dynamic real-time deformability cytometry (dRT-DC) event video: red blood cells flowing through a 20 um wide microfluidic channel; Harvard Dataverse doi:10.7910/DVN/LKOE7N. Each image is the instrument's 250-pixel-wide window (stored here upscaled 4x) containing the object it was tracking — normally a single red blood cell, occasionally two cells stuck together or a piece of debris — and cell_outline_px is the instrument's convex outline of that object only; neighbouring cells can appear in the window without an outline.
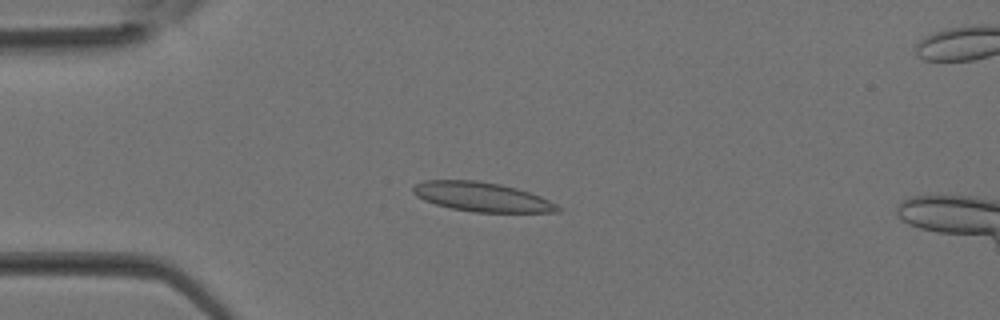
{"species": "Egyptian fruit bat (a non-hibernating species)", "species_latin": "Rousettus aegyptiacus", "temperature_condition": "room temperature", "stored_images_in_passage": 28, "camera_frame_rate_fps": 3000, "um_per_image_px": 0.085, "animal": {"sex": "female"}, "frame": {"image": 1, "passage_image": 1, "time_ms": 0.0, "image_size_px": [1000, 320], "cell_outline_px": [[560, 212], [472, 212], [452, 208], [436, 204], [424, 200], [416, 196], [412, 192], [412, 188], [416, 184], [424, 180], [476, 180], [500, 184], [516, 188], [540, 196], [556, 204], [560, 208]], "centroid_in_image_um": [40.93, 16.73], "position_along_channel_um": 44.1, "area_um2": 24.57}}
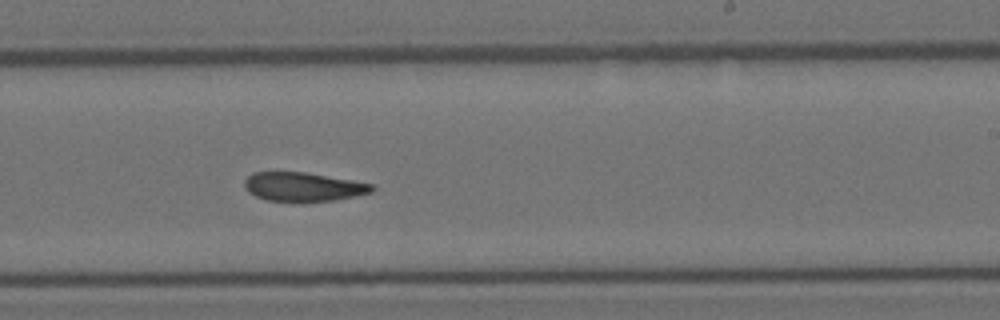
{"frame": {"image": 2, "passage_image": 14, "time_ms": 4.333, "image_size_px": [1000, 320], "cell_outline_px": [[376, 188], [372, 192], [356, 196], [336, 200], [304, 204], [268, 200], [256, 196], [248, 192], [244, 188], [244, 180], [252, 172], [304, 172], [352, 180], [372, 184]], "centroid_in_image_um": [25.77, 15.91], "position_along_channel_um": 263.2, "area_um2": 22.14}}
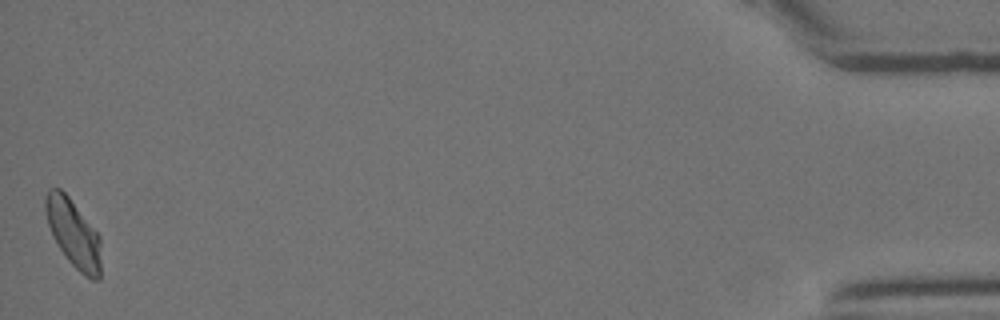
{"frame": {"image": 3, "passage_image": 28, "time_ms": 9.0, "image_size_px": [1000, 320], "cell_outline_px": [[100, 280], [92, 280], [84, 276], [68, 260], [52, 236], [48, 224], [44, 208], [44, 196], [48, 188], [60, 188], [68, 196], [100, 236]], "centroid_in_image_um": [6.22, 19.83], "position_along_channel_um": 429.0, "area_um2": 21.91}}